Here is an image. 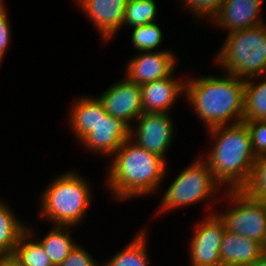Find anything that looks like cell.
I'll return each instance as SVG.
<instances>
[{
    "instance_id": "cell-12",
    "label": "cell",
    "mask_w": 266,
    "mask_h": 266,
    "mask_svg": "<svg viewBox=\"0 0 266 266\" xmlns=\"http://www.w3.org/2000/svg\"><path fill=\"white\" fill-rule=\"evenodd\" d=\"M177 57L172 51H147L130 59L126 64V77L138 85L171 76L177 68Z\"/></svg>"
},
{
    "instance_id": "cell-18",
    "label": "cell",
    "mask_w": 266,
    "mask_h": 266,
    "mask_svg": "<svg viewBox=\"0 0 266 266\" xmlns=\"http://www.w3.org/2000/svg\"><path fill=\"white\" fill-rule=\"evenodd\" d=\"M146 230L147 228L139 230L123 249L101 266H150Z\"/></svg>"
},
{
    "instance_id": "cell-9",
    "label": "cell",
    "mask_w": 266,
    "mask_h": 266,
    "mask_svg": "<svg viewBox=\"0 0 266 266\" xmlns=\"http://www.w3.org/2000/svg\"><path fill=\"white\" fill-rule=\"evenodd\" d=\"M195 223L189 242L190 266H222L220 248L225 232L224 222L216 212Z\"/></svg>"
},
{
    "instance_id": "cell-14",
    "label": "cell",
    "mask_w": 266,
    "mask_h": 266,
    "mask_svg": "<svg viewBox=\"0 0 266 266\" xmlns=\"http://www.w3.org/2000/svg\"><path fill=\"white\" fill-rule=\"evenodd\" d=\"M262 4L263 0H223L210 21L227 33L258 26L265 23L260 16Z\"/></svg>"
},
{
    "instance_id": "cell-10",
    "label": "cell",
    "mask_w": 266,
    "mask_h": 266,
    "mask_svg": "<svg viewBox=\"0 0 266 266\" xmlns=\"http://www.w3.org/2000/svg\"><path fill=\"white\" fill-rule=\"evenodd\" d=\"M130 129L122 119L107 114L99 100L98 123L80 143L95 155L111 157L130 138Z\"/></svg>"
},
{
    "instance_id": "cell-31",
    "label": "cell",
    "mask_w": 266,
    "mask_h": 266,
    "mask_svg": "<svg viewBox=\"0 0 266 266\" xmlns=\"http://www.w3.org/2000/svg\"><path fill=\"white\" fill-rule=\"evenodd\" d=\"M251 266H266V252H264L258 260Z\"/></svg>"
},
{
    "instance_id": "cell-7",
    "label": "cell",
    "mask_w": 266,
    "mask_h": 266,
    "mask_svg": "<svg viewBox=\"0 0 266 266\" xmlns=\"http://www.w3.org/2000/svg\"><path fill=\"white\" fill-rule=\"evenodd\" d=\"M223 191L230 207L228 211L216 214L224 222L225 229L253 239L266 248V201L249 196L243 189L225 188Z\"/></svg>"
},
{
    "instance_id": "cell-15",
    "label": "cell",
    "mask_w": 266,
    "mask_h": 266,
    "mask_svg": "<svg viewBox=\"0 0 266 266\" xmlns=\"http://www.w3.org/2000/svg\"><path fill=\"white\" fill-rule=\"evenodd\" d=\"M173 75L141 85L143 113H170L180 95L185 96L186 81Z\"/></svg>"
},
{
    "instance_id": "cell-20",
    "label": "cell",
    "mask_w": 266,
    "mask_h": 266,
    "mask_svg": "<svg viewBox=\"0 0 266 266\" xmlns=\"http://www.w3.org/2000/svg\"><path fill=\"white\" fill-rule=\"evenodd\" d=\"M35 233L27 226L12 256L18 261L19 266H53L40 241L33 239Z\"/></svg>"
},
{
    "instance_id": "cell-29",
    "label": "cell",
    "mask_w": 266,
    "mask_h": 266,
    "mask_svg": "<svg viewBox=\"0 0 266 266\" xmlns=\"http://www.w3.org/2000/svg\"><path fill=\"white\" fill-rule=\"evenodd\" d=\"M6 8L0 7V67L12 38V29Z\"/></svg>"
},
{
    "instance_id": "cell-6",
    "label": "cell",
    "mask_w": 266,
    "mask_h": 266,
    "mask_svg": "<svg viewBox=\"0 0 266 266\" xmlns=\"http://www.w3.org/2000/svg\"><path fill=\"white\" fill-rule=\"evenodd\" d=\"M221 186L208 167L207 161L202 155H199L165 190L166 192L161 199L159 211L157 212L162 213L163 211L164 213L205 200L213 202L216 200L215 203H218L224 198V194H222L223 197L215 198L218 197L217 192L221 191Z\"/></svg>"
},
{
    "instance_id": "cell-28",
    "label": "cell",
    "mask_w": 266,
    "mask_h": 266,
    "mask_svg": "<svg viewBox=\"0 0 266 266\" xmlns=\"http://www.w3.org/2000/svg\"><path fill=\"white\" fill-rule=\"evenodd\" d=\"M59 266H101L90 252L83 246L77 245L71 250L67 258Z\"/></svg>"
},
{
    "instance_id": "cell-22",
    "label": "cell",
    "mask_w": 266,
    "mask_h": 266,
    "mask_svg": "<svg viewBox=\"0 0 266 266\" xmlns=\"http://www.w3.org/2000/svg\"><path fill=\"white\" fill-rule=\"evenodd\" d=\"M245 80L244 120H266V76ZM255 79V80H253Z\"/></svg>"
},
{
    "instance_id": "cell-11",
    "label": "cell",
    "mask_w": 266,
    "mask_h": 266,
    "mask_svg": "<svg viewBox=\"0 0 266 266\" xmlns=\"http://www.w3.org/2000/svg\"><path fill=\"white\" fill-rule=\"evenodd\" d=\"M96 97L107 114L122 119L130 127L143 113L141 85L130 81L126 76Z\"/></svg>"
},
{
    "instance_id": "cell-30",
    "label": "cell",
    "mask_w": 266,
    "mask_h": 266,
    "mask_svg": "<svg viewBox=\"0 0 266 266\" xmlns=\"http://www.w3.org/2000/svg\"><path fill=\"white\" fill-rule=\"evenodd\" d=\"M0 266H19V263L12 255H1Z\"/></svg>"
},
{
    "instance_id": "cell-19",
    "label": "cell",
    "mask_w": 266,
    "mask_h": 266,
    "mask_svg": "<svg viewBox=\"0 0 266 266\" xmlns=\"http://www.w3.org/2000/svg\"><path fill=\"white\" fill-rule=\"evenodd\" d=\"M70 227L73 226L52 225L47 235L39 239L53 266H59L77 245L69 235Z\"/></svg>"
},
{
    "instance_id": "cell-24",
    "label": "cell",
    "mask_w": 266,
    "mask_h": 266,
    "mask_svg": "<svg viewBox=\"0 0 266 266\" xmlns=\"http://www.w3.org/2000/svg\"><path fill=\"white\" fill-rule=\"evenodd\" d=\"M158 25L155 21L146 25L133 27L131 42L137 52L156 51L154 49H159L164 36Z\"/></svg>"
},
{
    "instance_id": "cell-17",
    "label": "cell",
    "mask_w": 266,
    "mask_h": 266,
    "mask_svg": "<svg viewBox=\"0 0 266 266\" xmlns=\"http://www.w3.org/2000/svg\"><path fill=\"white\" fill-rule=\"evenodd\" d=\"M68 124L70 131L77 138L78 143L94 130L95 125L98 123L99 113V99L90 97H79L73 102Z\"/></svg>"
},
{
    "instance_id": "cell-3",
    "label": "cell",
    "mask_w": 266,
    "mask_h": 266,
    "mask_svg": "<svg viewBox=\"0 0 266 266\" xmlns=\"http://www.w3.org/2000/svg\"><path fill=\"white\" fill-rule=\"evenodd\" d=\"M214 146L205 160L215 179L227 190L243 189L257 159L250 132L244 122L207 129Z\"/></svg>"
},
{
    "instance_id": "cell-4",
    "label": "cell",
    "mask_w": 266,
    "mask_h": 266,
    "mask_svg": "<svg viewBox=\"0 0 266 266\" xmlns=\"http://www.w3.org/2000/svg\"><path fill=\"white\" fill-rule=\"evenodd\" d=\"M88 181L70 170L54 177L40 194V216L52 225H79L92 202L93 190Z\"/></svg>"
},
{
    "instance_id": "cell-16",
    "label": "cell",
    "mask_w": 266,
    "mask_h": 266,
    "mask_svg": "<svg viewBox=\"0 0 266 266\" xmlns=\"http://www.w3.org/2000/svg\"><path fill=\"white\" fill-rule=\"evenodd\" d=\"M264 252L259 242L225 229L220 248L222 266H251Z\"/></svg>"
},
{
    "instance_id": "cell-32",
    "label": "cell",
    "mask_w": 266,
    "mask_h": 266,
    "mask_svg": "<svg viewBox=\"0 0 266 266\" xmlns=\"http://www.w3.org/2000/svg\"><path fill=\"white\" fill-rule=\"evenodd\" d=\"M5 1L4 0H0V7H6V4H4Z\"/></svg>"
},
{
    "instance_id": "cell-1",
    "label": "cell",
    "mask_w": 266,
    "mask_h": 266,
    "mask_svg": "<svg viewBox=\"0 0 266 266\" xmlns=\"http://www.w3.org/2000/svg\"><path fill=\"white\" fill-rule=\"evenodd\" d=\"M110 161L105 187L117 202L156 193L168 170V163L162 157L150 153L131 138L124 141Z\"/></svg>"
},
{
    "instance_id": "cell-8",
    "label": "cell",
    "mask_w": 266,
    "mask_h": 266,
    "mask_svg": "<svg viewBox=\"0 0 266 266\" xmlns=\"http://www.w3.org/2000/svg\"><path fill=\"white\" fill-rule=\"evenodd\" d=\"M171 113H142L136 126L130 129V138L150 153L165 158L175 132Z\"/></svg>"
},
{
    "instance_id": "cell-23",
    "label": "cell",
    "mask_w": 266,
    "mask_h": 266,
    "mask_svg": "<svg viewBox=\"0 0 266 266\" xmlns=\"http://www.w3.org/2000/svg\"><path fill=\"white\" fill-rule=\"evenodd\" d=\"M155 0H128L125 8L123 28L125 25L133 27L155 22L158 10Z\"/></svg>"
},
{
    "instance_id": "cell-27",
    "label": "cell",
    "mask_w": 266,
    "mask_h": 266,
    "mask_svg": "<svg viewBox=\"0 0 266 266\" xmlns=\"http://www.w3.org/2000/svg\"><path fill=\"white\" fill-rule=\"evenodd\" d=\"M246 124L256 157L266 155V120H243Z\"/></svg>"
},
{
    "instance_id": "cell-26",
    "label": "cell",
    "mask_w": 266,
    "mask_h": 266,
    "mask_svg": "<svg viewBox=\"0 0 266 266\" xmlns=\"http://www.w3.org/2000/svg\"><path fill=\"white\" fill-rule=\"evenodd\" d=\"M184 4L187 11H192V16L194 15L196 20H211L217 11L223 0H180V3ZM207 18V19H206Z\"/></svg>"
},
{
    "instance_id": "cell-13",
    "label": "cell",
    "mask_w": 266,
    "mask_h": 266,
    "mask_svg": "<svg viewBox=\"0 0 266 266\" xmlns=\"http://www.w3.org/2000/svg\"><path fill=\"white\" fill-rule=\"evenodd\" d=\"M128 0H75L82 12L92 20V24L109 41L123 27L125 8Z\"/></svg>"
},
{
    "instance_id": "cell-21",
    "label": "cell",
    "mask_w": 266,
    "mask_h": 266,
    "mask_svg": "<svg viewBox=\"0 0 266 266\" xmlns=\"http://www.w3.org/2000/svg\"><path fill=\"white\" fill-rule=\"evenodd\" d=\"M7 204L0 199V256L12 255L21 234L27 229Z\"/></svg>"
},
{
    "instance_id": "cell-5",
    "label": "cell",
    "mask_w": 266,
    "mask_h": 266,
    "mask_svg": "<svg viewBox=\"0 0 266 266\" xmlns=\"http://www.w3.org/2000/svg\"><path fill=\"white\" fill-rule=\"evenodd\" d=\"M215 56L224 73L246 80L266 76V25L228 32Z\"/></svg>"
},
{
    "instance_id": "cell-2",
    "label": "cell",
    "mask_w": 266,
    "mask_h": 266,
    "mask_svg": "<svg viewBox=\"0 0 266 266\" xmlns=\"http://www.w3.org/2000/svg\"><path fill=\"white\" fill-rule=\"evenodd\" d=\"M185 96L194 114L208 129L244 120L245 80L237 76L223 73L219 78L213 75L189 77Z\"/></svg>"
},
{
    "instance_id": "cell-25",
    "label": "cell",
    "mask_w": 266,
    "mask_h": 266,
    "mask_svg": "<svg viewBox=\"0 0 266 266\" xmlns=\"http://www.w3.org/2000/svg\"><path fill=\"white\" fill-rule=\"evenodd\" d=\"M243 190L255 199L266 201V155L257 157L251 178Z\"/></svg>"
}]
</instances>
